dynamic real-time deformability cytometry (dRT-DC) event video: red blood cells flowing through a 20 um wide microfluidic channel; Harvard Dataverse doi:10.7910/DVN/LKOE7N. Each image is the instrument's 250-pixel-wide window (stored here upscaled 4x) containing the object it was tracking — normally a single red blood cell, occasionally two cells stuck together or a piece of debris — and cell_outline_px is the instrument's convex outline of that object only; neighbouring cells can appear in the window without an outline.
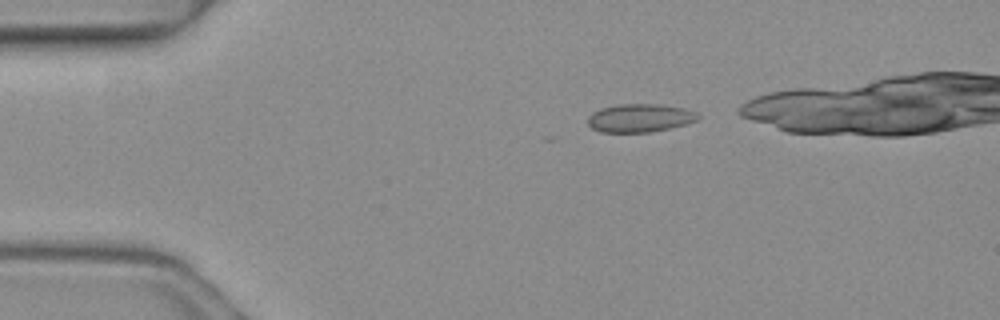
{"species": "common noctule bat (a hibernating species)", "species_latin": "Nyctalus noctula", "temperature_condition": "warm", "stored_images_in_passage": 3, "camera_frame_rate_fps": 3000, "um_per_image_px": 0.085, "animal": {"sex": "female", "body_mass_g": 19.3, "forearm_length_mm": 54.1}, "frame": {"image": 1, "passage_image": 1, "time_ms": 0.0, "image_size_px": [1000, 320], "cell_outline_px": [[700, 120], [668, 128], [648, 132], [600, 132], [592, 128], [588, 124], [588, 116], [592, 112], [600, 108], [620, 104], [660, 104], [684, 108], [696, 112], [700, 116]], "centroid_in_image_um": [54.38, 10.02], "position_along_channel_um": 30.6, "area_um2": 18.15}}